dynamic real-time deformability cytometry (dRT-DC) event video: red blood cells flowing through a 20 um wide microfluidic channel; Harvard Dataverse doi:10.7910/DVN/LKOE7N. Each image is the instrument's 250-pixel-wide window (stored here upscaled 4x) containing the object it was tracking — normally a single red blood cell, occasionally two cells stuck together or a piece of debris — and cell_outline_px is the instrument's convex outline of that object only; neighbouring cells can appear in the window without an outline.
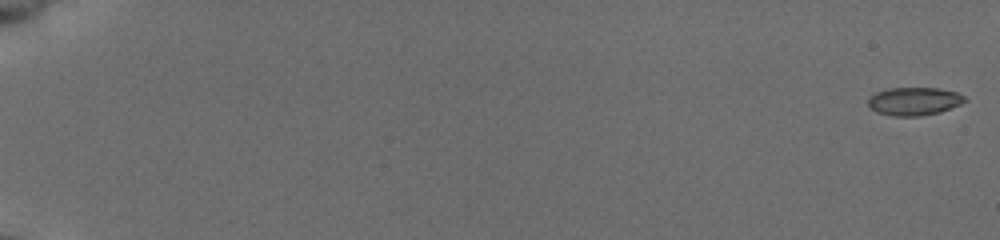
{"species": "common noctule bat (a hibernating species)", "species_latin": "Nyctalus noctula", "temperature_condition": "cold", "stored_images_in_passage": 55, "camera_frame_rate_fps": 3000, "um_per_image_px": 0.085, "animal": {"sex": "female", "body_mass_g": 19.5, "forearm_length_mm": 54.1}, "frame": {"image": 1, "passage_image": 1, "time_ms": 0.0, "image_size_px": [1000, 240], "cell_outline_px": [[968, 100], [960, 104], [940, 112], [920, 116], [892, 116], [876, 112], [868, 104], [868, 96], [876, 92], [888, 88], [936, 88], [956, 92], [964, 96]], "centroid_in_image_um": [77.68, 8.61], "position_along_channel_um": 7.3, "area_um2": 15.84}}
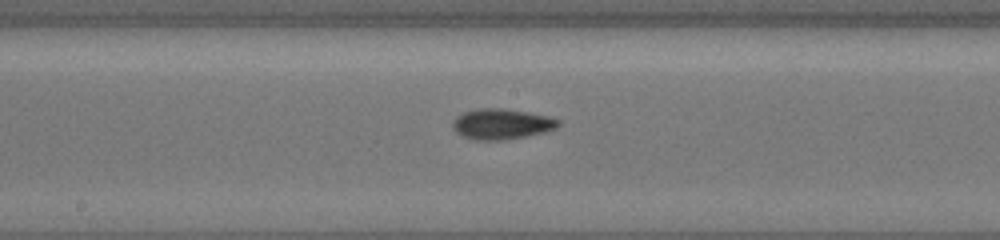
{"frame": {"image": 2, "passage_image": 32, "time_ms": 10.333, "image_size_px": [1000, 240], "cell_outline_px": [[560, 124], [556, 128], [544, 132], [504, 140], [476, 140], [464, 136], [456, 132], [452, 128], [452, 120], [456, 116], [464, 112], [476, 108], [504, 108], [548, 116], [560, 120]], "centroid_in_image_um": [42.61, 10.53], "position_along_channel_um": 205.6, "area_um2": 18.79}}
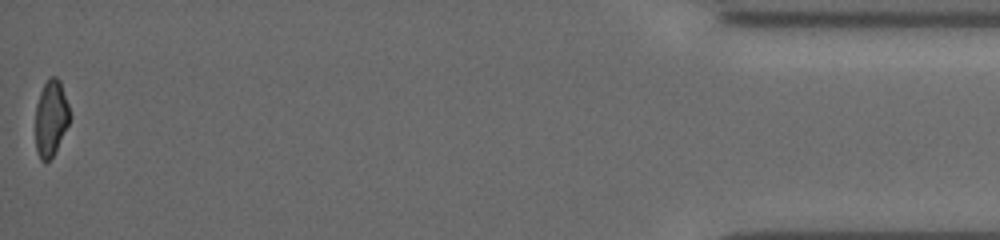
{"frame": {"image": 3, "passage_image": 55, "time_ms": 18.0, "image_size_px": [1000, 240], "cell_outline_px": [[72, 116], [52, 156], [44, 164], [40, 160], [36, 152], [36, 104], [40, 92], [48, 76], [56, 76], [60, 80]], "centroid_in_image_um": [4.33, 10.01], "position_along_channel_um": 430.9, "area_um2": 15.26}, "authors_computed_cell_mechanics": {"area_um2": 16.8198, "velocity_mm_per_s": 3.9477, "shape_relaxation_time_tau1_ms": 3.3713, "shape_relaxation_time_tau2_ms": 7.2167, "deformation_change_tau1": 0.1194, "deformation_change_tau2": 0.1121}}